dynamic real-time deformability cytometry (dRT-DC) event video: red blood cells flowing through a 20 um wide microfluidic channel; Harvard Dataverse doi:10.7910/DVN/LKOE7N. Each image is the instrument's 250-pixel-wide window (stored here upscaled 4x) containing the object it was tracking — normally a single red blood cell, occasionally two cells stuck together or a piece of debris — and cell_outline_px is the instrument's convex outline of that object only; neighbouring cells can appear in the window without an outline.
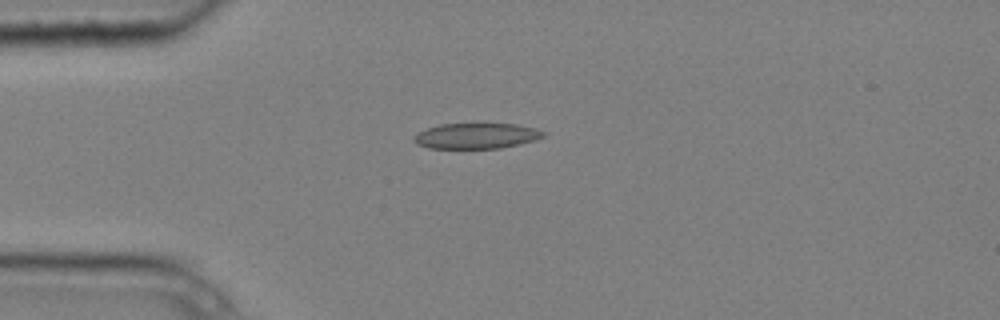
{"species": "common noctule bat (a hibernating species)", "species_latin": "Nyctalus noctula", "temperature_condition": "cold", "stored_images_in_passage": 3, "camera_frame_rate_fps": 3000, "um_per_image_px": 0.085, "animal": {"sex": "male", "body_mass_g": 20.4}, "frame": {"image": 1, "passage_image": 3, "time_ms": 0.667, "image_size_px": [1000, 320], "cell_outline_px": [[548, 132], [544, 136], [536, 140], [520, 144], [500, 148], [428, 148], [416, 144], [412, 140], [412, 136], [416, 132], [440, 124], [516, 124], [536, 128]], "centroid_in_image_um": [40.49, 11.55], "position_along_channel_um": 44.5, "area_um2": 19.48}}